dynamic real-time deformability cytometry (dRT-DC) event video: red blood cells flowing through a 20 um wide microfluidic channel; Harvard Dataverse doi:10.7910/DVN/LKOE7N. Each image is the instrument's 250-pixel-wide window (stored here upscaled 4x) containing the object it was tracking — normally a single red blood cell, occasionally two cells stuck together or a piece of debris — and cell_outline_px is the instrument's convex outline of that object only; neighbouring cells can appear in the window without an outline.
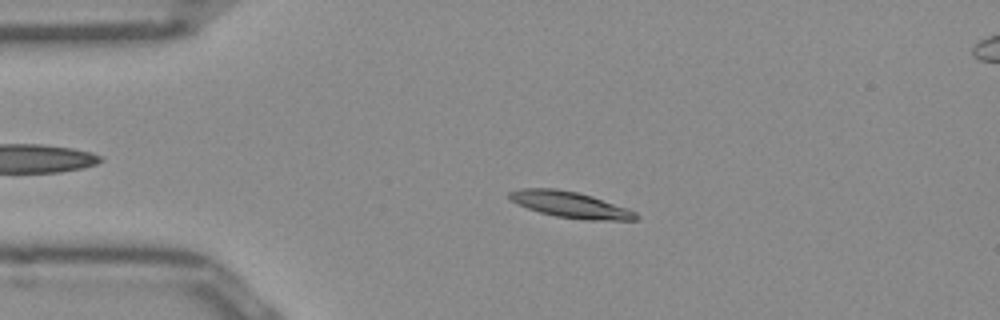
{"species": "Egyptian fruit bat (a non-hibernating species)", "species_latin": "Rousettus aegyptiacus", "temperature_condition": "room temperature", "stored_images_in_passage": 50, "camera_frame_rate_fps": 3000, "um_per_image_px": 0.085, "frame": {"image": 1, "passage_image": 10, "time_ms": 3.0, "image_size_px": [1000, 320], "cell_outline_px": [[640, 216], [636, 220], [584, 220], [556, 216], [540, 212], [528, 208], [512, 200], [508, 196], [508, 192], [520, 188], [556, 188], [576, 192], [592, 196], [628, 208], [636, 212]], "centroid_in_image_um": [48.51, 17.4], "position_along_channel_um": 36.5, "area_um2": 19.19}}
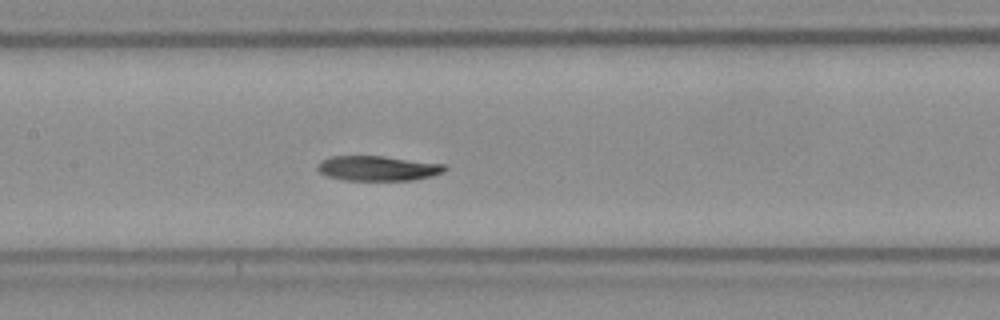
{"frame": {"image": 2, "passage_image": 23, "time_ms": 7.333, "image_size_px": [1000, 320], "cell_outline_px": [[448, 168], [444, 172], [432, 176], [416, 180], [344, 180], [328, 176], [320, 172], [316, 168], [316, 164], [320, 160], [332, 156], [384, 156], [444, 164]], "centroid_in_image_um": [32.11, 14.3], "position_along_channel_um": 175.3, "area_um2": 18.61}}
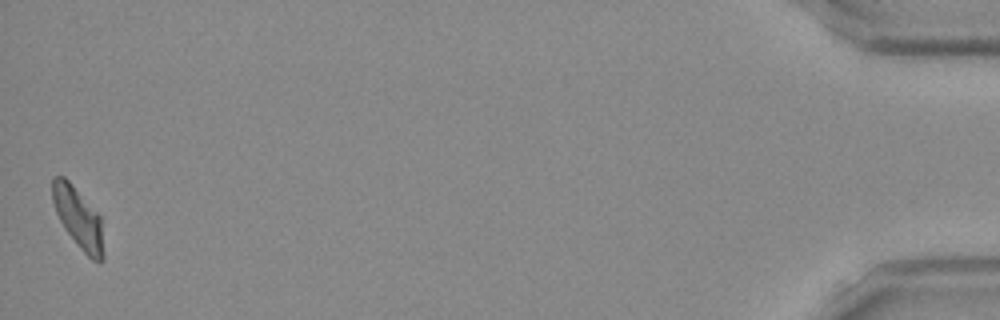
{"frame": {"image": 3, "passage_image": 50, "time_ms": 16.333, "image_size_px": [1000, 320], "cell_outline_px": [[104, 260], [100, 264], [92, 260], [80, 248], [64, 228], [56, 212], [52, 200], [52, 176], [64, 176], [68, 180], [100, 216], [104, 256]], "centroid_in_image_um": [6.65, 18.55], "position_along_channel_um": 428.5, "area_um2": 17.92}}